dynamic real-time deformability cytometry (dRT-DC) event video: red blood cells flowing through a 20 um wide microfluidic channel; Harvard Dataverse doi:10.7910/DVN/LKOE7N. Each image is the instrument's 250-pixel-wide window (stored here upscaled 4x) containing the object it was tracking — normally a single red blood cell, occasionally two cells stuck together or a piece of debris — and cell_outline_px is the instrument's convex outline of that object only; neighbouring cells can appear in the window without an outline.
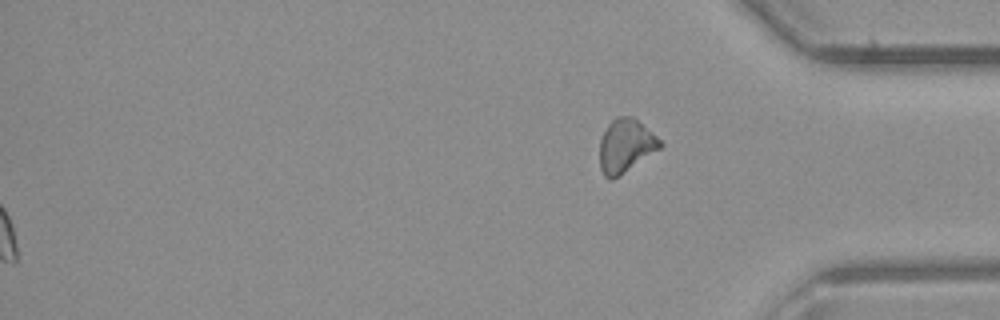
{"species": "common noctule bat (a hibernating species)", "species_latin": "Nyctalus noctula", "temperature_condition": "room temperature", "stored_images_in_passage": 33, "segment_of_instrument_passage": [2, 2], "camera_frame_rate_fps": 3000, "um_per_image_px": 0.085, "animal": {"sex": "male", "body_mass_g": 23.1, "forearm_length_mm": 52.7}, "frame": {"image": 1, "passage_image": 33, "time_ms": 10.667, "image_size_px": [1000, 320], "cell_outline_px": [[664, 144], [660, 148], [620, 176], [612, 180], [604, 176], [600, 168], [600, 140], [608, 124], [616, 116], [632, 116], [656, 136]], "centroid_in_image_um": [53.16, 12.4], "position_along_channel_um": 382.0, "area_um2": 18.67}}